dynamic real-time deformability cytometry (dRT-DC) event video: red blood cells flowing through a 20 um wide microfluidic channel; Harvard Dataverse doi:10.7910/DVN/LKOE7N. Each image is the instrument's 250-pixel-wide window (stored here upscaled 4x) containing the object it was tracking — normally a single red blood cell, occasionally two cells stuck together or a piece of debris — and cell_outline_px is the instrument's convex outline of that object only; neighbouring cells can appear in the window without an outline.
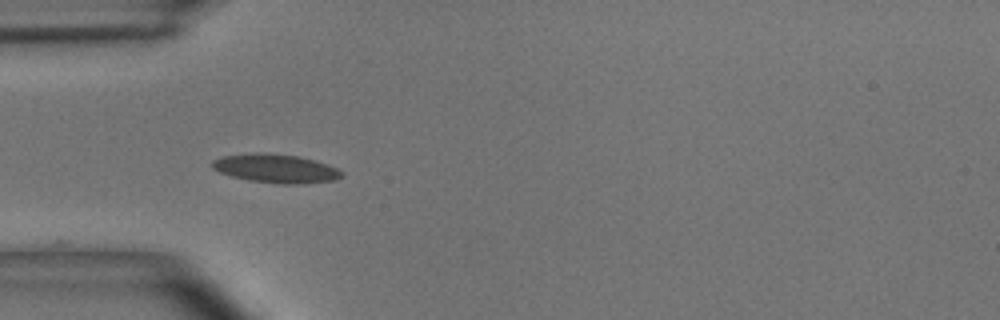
{"species": "common noctule bat (a hibernating species)", "species_latin": "Nyctalus noctula", "temperature_condition": "room temperature", "stored_images_in_passage": 39, "camera_frame_rate_fps": 3000, "um_per_image_px": 0.085, "animal": {"sex": "male", "body_mass_g": 15.6}, "frame": {"image": 1, "passage_image": 1, "time_ms": 0.0, "image_size_px": [1000, 320], "cell_outline_px": [[344, 176], [336, 180], [300, 184], [280, 184], [248, 180], [232, 176], [220, 172], [212, 168], [212, 160], [224, 156], [252, 152], [264, 152], [296, 156], [316, 160], [328, 164], [344, 172]], "centroid_in_image_um": [23.47, 14.32], "position_along_channel_um": 61.5, "area_um2": 21.85}}
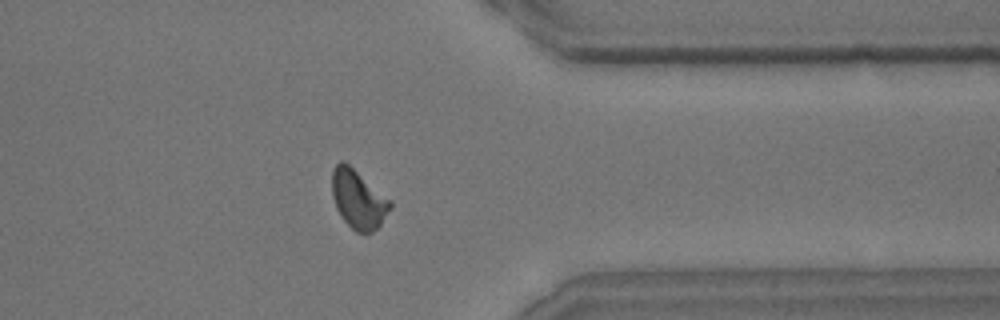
{"frame": {"image": 2, "passage_image": 28, "time_ms": 9.0, "image_size_px": [1000, 320], "cell_outline_px": [[392, 208], [380, 224], [372, 232], [356, 232], [340, 216], [336, 208], [332, 196], [332, 172], [336, 164], [340, 160], [344, 160], [392, 200]], "centroid_in_image_um": [30.46, 16.91], "position_along_channel_um": 380.9, "area_um2": 20.0}}
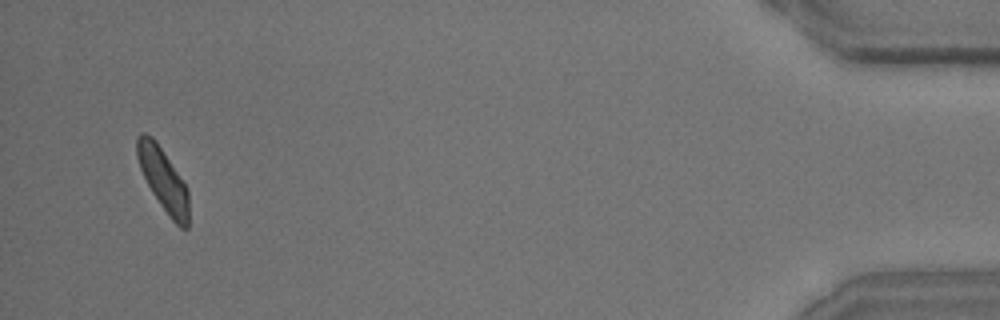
{"frame": {"image": 3, "passage_image": 37, "time_ms": 12.0, "image_size_px": [1000, 320], "cell_outline_px": [[188, 228], [180, 228], [172, 220], [160, 204], [152, 192], [140, 168], [136, 156], [136, 136], [140, 132], [144, 132], [152, 136], [188, 188]], "centroid_in_image_um": [13.85, 15.25], "position_along_channel_um": 421.3, "area_um2": 18.67}, "authors_computed_cell_mechanics": {"area_um2": 19.1896, "velocity_mm_per_s": 3.6629, "shape_relaxation_time_tau1_ms": null, "shape_relaxation_time_tau2_ms": 2.57, "deformation_change_tau1": null, "deformation_change_tau2": 0.0798}}